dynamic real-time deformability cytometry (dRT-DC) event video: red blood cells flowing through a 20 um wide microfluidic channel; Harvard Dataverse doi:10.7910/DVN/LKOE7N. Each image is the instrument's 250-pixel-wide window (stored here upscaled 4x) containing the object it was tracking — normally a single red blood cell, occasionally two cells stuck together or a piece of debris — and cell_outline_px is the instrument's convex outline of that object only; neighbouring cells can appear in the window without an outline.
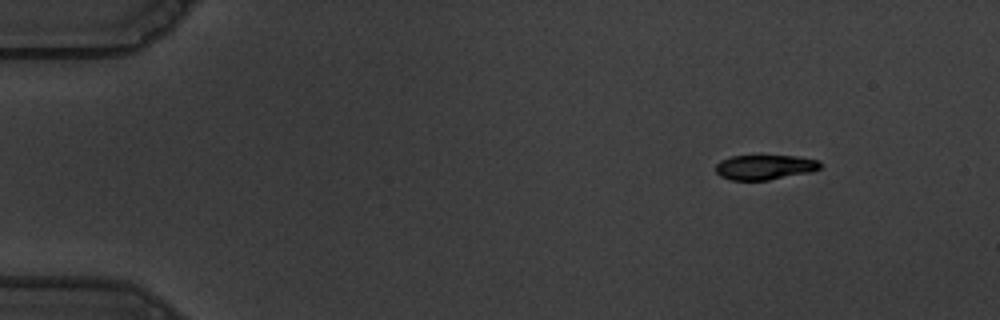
{"species": "common noctule bat (a hibernating species)", "species_latin": "Nyctalus noctula", "temperature_condition": "warm", "stored_images_in_passage": 51, "camera_frame_rate_fps": 3000, "um_per_image_px": 0.085, "animal": {"sex": "male", "body_mass_g": 19.5, "forearm_length_mm": 54.6}, "frame": {"image": 1, "passage_image": 1, "time_ms": 0.0, "image_size_px": [1000, 320], "cell_outline_px": [[824, 164], [820, 168], [812, 172], [768, 180], [732, 180], [720, 176], [716, 172], [716, 164], [720, 160], [732, 156], [796, 156], [820, 160]], "centroid_in_image_um": [65.05, 14.21], "position_along_channel_um": 20.0, "area_um2": 15.26}}
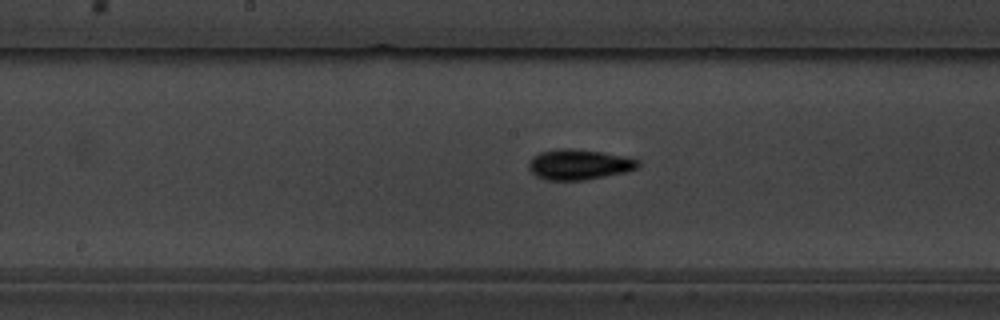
{"frame": {"image": 2, "passage_image": 24, "time_ms": 7.667, "image_size_px": [1000, 320], "cell_outline_px": [[640, 164], [636, 168], [628, 172], [584, 180], [544, 180], [536, 176], [528, 168], [528, 164], [532, 156], [540, 152], [556, 148], [572, 148], [604, 152], [628, 156], [640, 160]], "centroid_in_image_um": [49.23, 13.97], "position_along_channel_um": 199.0, "area_um2": 19.77}}
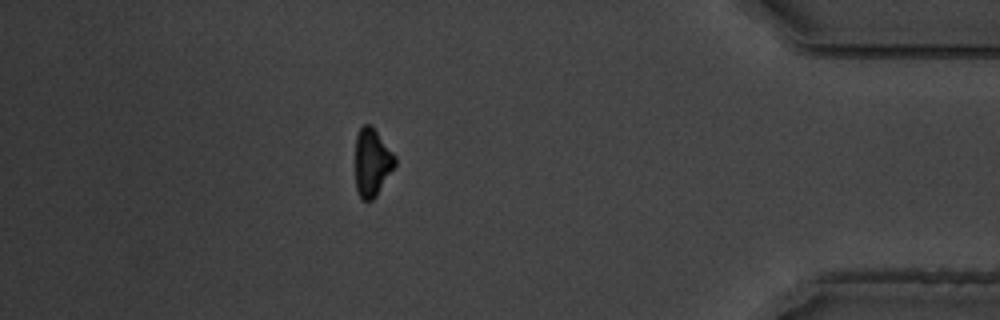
{"frame": {"image": 3, "passage_image": 44, "time_ms": 14.333, "image_size_px": [1000, 320], "cell_outline_px": [[396, 164], [376, 196], [372, 200], [360, 200], [356, 192], [356, 136], [360, 128], [364, 124], [372, 124], [396, 156]], "centroid_in_image_um": [31.62, 13.8], "position_along_channel_um": 403.6, "area_um2": 15.84}, "authors_computed_cell_mechanics": {"area_um2": 17.3978, "velocity_mm_per_s": 3.6406, "shape_relaxation_time_tau1_ms": 2.3343, "shape_relaxation_time_tau2_ms": 4.7464, "deformation_change_tau1": 0.1347, "deformation_change_tau2": 0.0806}}